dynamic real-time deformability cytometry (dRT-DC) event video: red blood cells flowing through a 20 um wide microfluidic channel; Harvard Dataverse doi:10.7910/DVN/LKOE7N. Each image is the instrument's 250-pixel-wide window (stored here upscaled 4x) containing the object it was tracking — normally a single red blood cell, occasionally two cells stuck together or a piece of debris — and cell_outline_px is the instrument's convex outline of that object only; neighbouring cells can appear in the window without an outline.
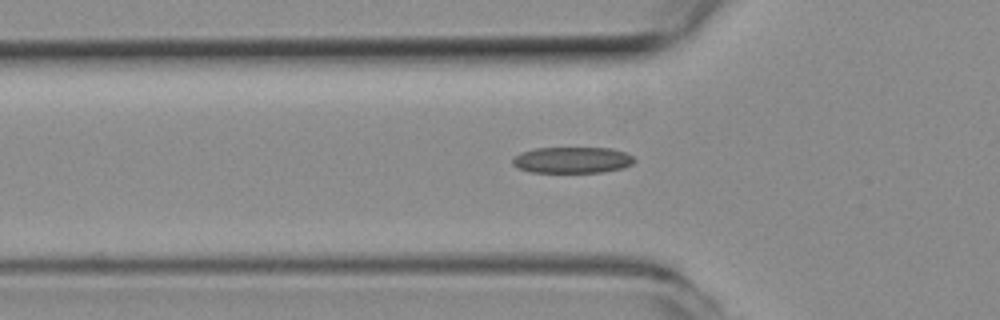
{"species": "common noctule bat (a hibernating species)", "species_latin": "Nyctalus noctula", "temperature_condition": "room temperature", "stored_images_in_passage": 36, "camera_frame_rate_fps": 3000, "um_per_image_px": 0.085, "animal": {"sex": "female", "body_mass_g": 19.3, "forearm_length_mm": 54.1}, "frame": {"image": 1, "passage_image": 3, "time_ms": 0.667, "image_size_px": [1000, 320], "cell_outline_px": [[636, 160], [632, 164], [624, 168], [604, 172], [528, 172], [516, 168], [512, 164], [512, 160], [520, 152], [536, 148], [612, 148], [624, 152], [632, 156]], "centroid_in_image_um": [48.63, 13.61], "position_along_channel_um": 77.2, "area_um2": 18.73}}
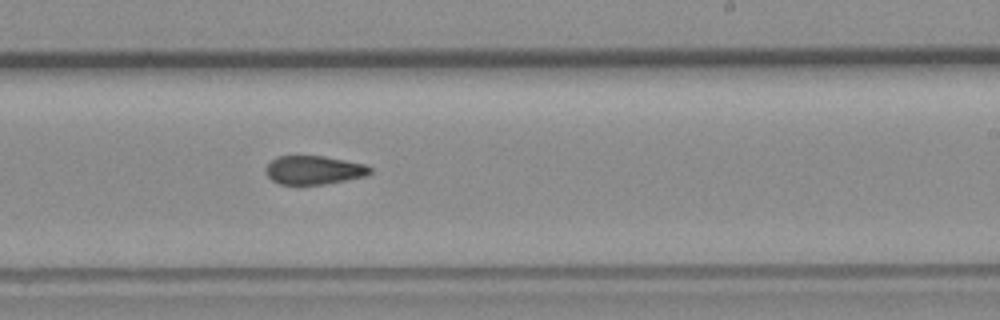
{"frame": {"image": 2, "passage_image": 17, "time_ms": 5.333, "image_size_px": [1000, 320], "cell_outline_px": [[372, 172], [368, 176], [324, 184], [280, 184], [272, 180], [264, 172], [264, 168], [276, 156], [324, 156], [364, 164], [372, 168]], "centroid_in_image_um": [26.68, 14.45], "position_along_channel_um": 262.3, "area_um2": 17.46}}
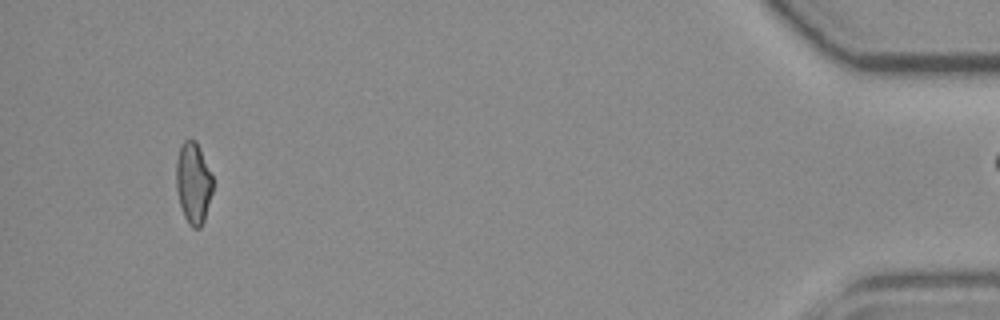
{"frame": {"image": 3, "passage_image": 35, "time_ms": 11.333, "image_size_px": [1000, 320], "cell_outline_px": [[212, 192], [204, 220], [200, 228], [192, 228], [188, 224], [184, 216], [180, 204], [176, 188], [176, 160], [180, 148], [184, 140], [196, 140], [212, 176]], "centroid_in_image_um": [16.42, 15.57], "position_along_channel_um": 418.8, "area_um2": 17.17}}